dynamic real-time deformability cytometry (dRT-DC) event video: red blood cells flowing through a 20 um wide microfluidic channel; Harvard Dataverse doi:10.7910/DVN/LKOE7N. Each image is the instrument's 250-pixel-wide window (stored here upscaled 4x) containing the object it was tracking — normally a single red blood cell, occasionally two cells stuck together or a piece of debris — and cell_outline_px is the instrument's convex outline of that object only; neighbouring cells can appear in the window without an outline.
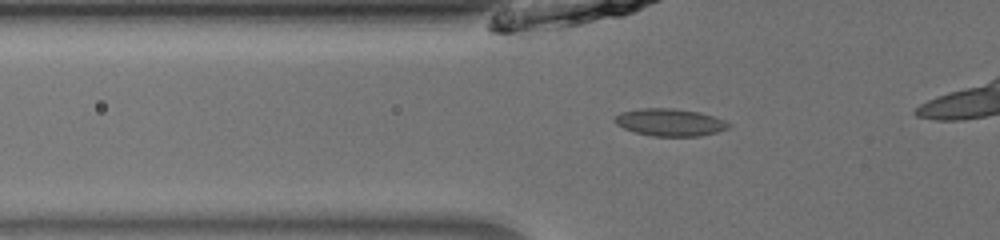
{"species": "common noctule bat (a hibernating species)", "species_latin": "Nyctalus noctula", "temperature_condition": "room temperature", "stored_images_in_passage": 10, "camera_frame_rate_fps": 3000, "um_per_image_px": 0.085, "animal": {"sex": "male", "body_mass_g": 13.0, "forearm_length_mm": 53.1}, "frame": {"image": 1, "passage_image": 7, "time_ms": 2.0, "image_size_px": [1000, 240], "cell_outline_px": [[732, 124], [728, 128], [716, 132], [700, 136], [652, 136], [636, 132], [624, 128], [616, 124], [612, 120], [620, 112], [640, 108], [672, 108], [700, 112], [724, 120]], "centroid_in_image_um": [56.93, 10.39], "position_along_channel_um": 68.9, "area_um2": 18.15}}